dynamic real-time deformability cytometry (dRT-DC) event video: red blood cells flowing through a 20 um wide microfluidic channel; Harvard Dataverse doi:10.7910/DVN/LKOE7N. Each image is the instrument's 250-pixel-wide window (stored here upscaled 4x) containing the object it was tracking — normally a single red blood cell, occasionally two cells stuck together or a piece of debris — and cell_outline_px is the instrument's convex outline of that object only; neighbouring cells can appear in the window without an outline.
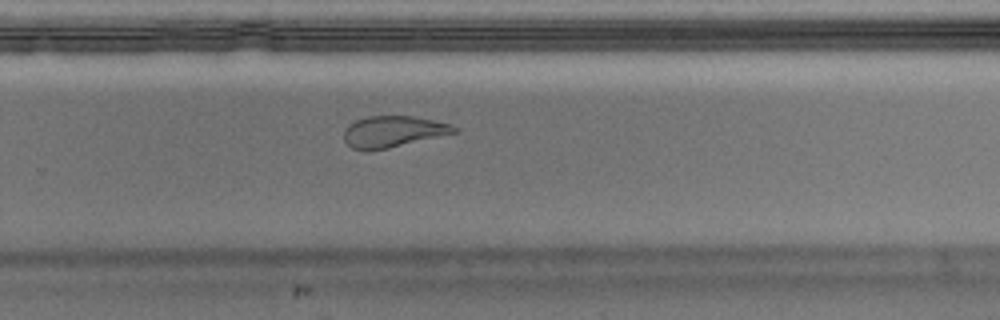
{"species": "Egyptian fruit bat (a non-hibernating species)", "species_latin": "Rousettus aegyptiacus", "temperature_condition": "warm", "stored_images_in_passage": 42, "camera_frame_rate_fps": 3000, "um_per_image_px": 0.085, "animal": {"sex": "male"}, "frame": {"image": 1, "passage_image": 24, "time_ms": 7.667, "image_size_px": [1000, 320], "cell_outline_px": [[460, 132], [388, 148], [352, 148], [344, 140], [344, 132], [348, 124], [356, 120], [368, 116], [416, 116], [448, 124], [456, 128]], "centroid_in_image_um": [33.44, 11.16], "position_along_channel_um": 296.4, "area_um2": 19.65}}
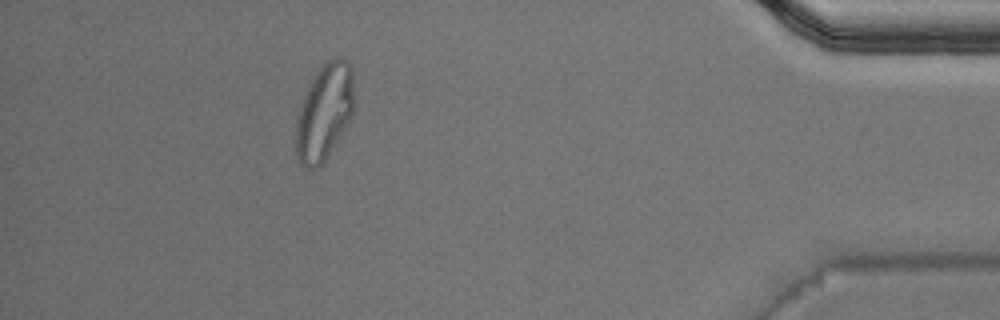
{"frame": {"image": 2, "passage_image": 36, "time_ms": 11.667, "image_size_px": [1000, 320], "cell_outline_px": [[352, 112], [348, 124], [324, 164], [320, 168], [308, 168], [300, 164], [296, 156], [296, 116], [300, 104], [316, 72], [328, 60], [336, 56], [340, 56], [352, 68]], "centroid_in_image_um": [27.54, 9.59], "position_along_channel_um": 407.7, "area_um2": 32.54}}